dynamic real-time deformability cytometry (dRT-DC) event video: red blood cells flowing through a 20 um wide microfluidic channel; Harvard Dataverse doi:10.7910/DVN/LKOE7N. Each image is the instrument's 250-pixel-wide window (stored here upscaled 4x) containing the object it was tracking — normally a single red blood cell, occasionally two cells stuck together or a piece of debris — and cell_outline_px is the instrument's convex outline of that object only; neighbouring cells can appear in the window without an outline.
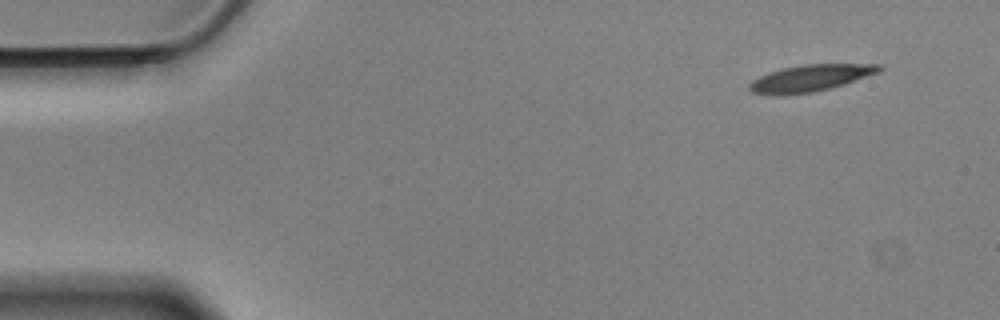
{"species": "Egyptian fruit bat (a non-hibernating species)", "species_latin": "Rousettus aegyptiacus", "temperature_condition": "cold", "stored_images_in_passage": 53, "camera_frame_rate_fps": 3000, "um_per_image_px": 0.085, "animal": {"sex": "male"}, "frame": {"image": 1, "passage_image": 1, "time_ms": 0.0, "image_size_px": [1000, 320], "cell_outline_px": [[884, 68], [876, 72], [844, 84], [812, 92], [780, 96], [752, 92], [748, 88], [748, 84], [752, 80], [768, 72], [780, 68], [804, 64], [880, 64]], "centroid_in_image_um": [68.8, 6.64], "position_along_channel_um": 16.2, "area_um2": 20.06}}
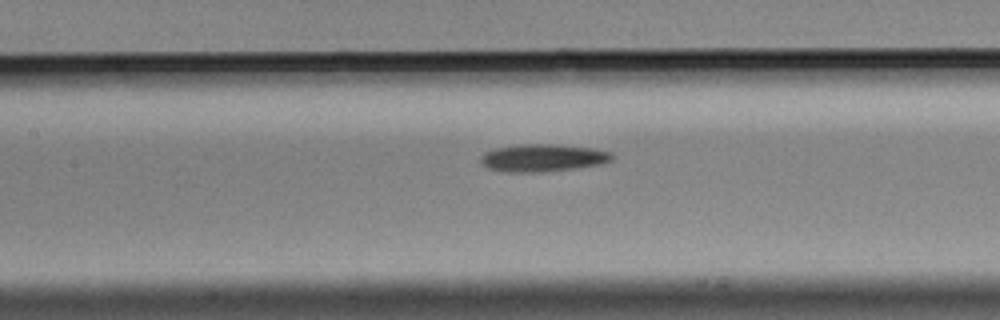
{"frame": {"image": 2, "passage_image": 22, "time_ms": 7.0, "image_size_px": [1000, 320], "cell_outline_px": [[612, 160], [600, 164], [572, 168], [540, 172], [508, 172], [488, 168], [480, 160], [480, 156], [484, 152], [496, 148], [520, 144], [556, 144], [592, 148], [612, 152]], "centroid_in_image_um": [46.12, 13.4], "position_along_channel_um": 161.3, "area_um2": 20.87}}
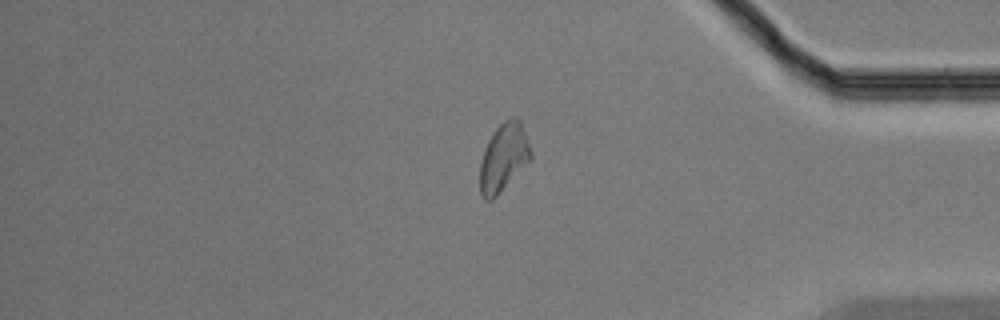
{"frame": {"image": 3, "passage_image": 44, "time_ms": 14.333, "image_size_px": [1000, 320], "cell_outline_px": [[532, 160], [492, 200], [484, 200], [480, 196], [480, 164], [484, 148], [488, 140], [496, 128], [504, 120], [512, 116], [516, 116], [520, 120], [532, 152]], "centroid_in_image_um": [42.81, 13.39], "position_along_channel_um": 392.4, "area_um2": 20.35}, "authors_computed_cell_mechanics": {"area_um2": 20.1722, "velocity_mm_per_s": 3.4938, "shape_relaxation_time_tau1_ms": 7.9638, "shape_relaxation_time_tau2_ms": null, "deformation_change_tau1": 0.1731, "deformation_change_tau2": null}}